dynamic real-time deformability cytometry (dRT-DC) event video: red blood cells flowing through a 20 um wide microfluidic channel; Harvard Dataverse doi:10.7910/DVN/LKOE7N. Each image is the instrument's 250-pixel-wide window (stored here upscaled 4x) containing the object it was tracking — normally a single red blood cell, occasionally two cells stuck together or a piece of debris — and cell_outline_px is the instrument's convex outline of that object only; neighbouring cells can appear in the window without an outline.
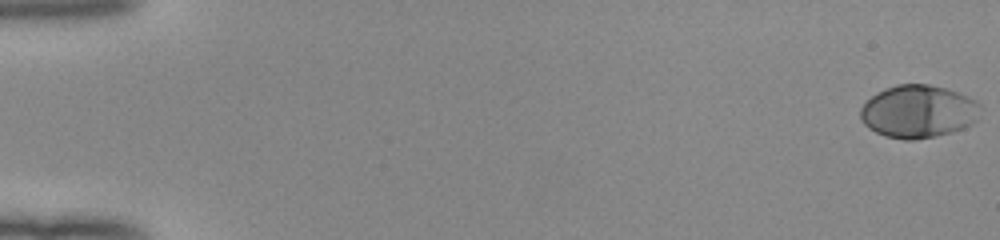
{"species": "human", "species_latin": "Homo sapiens", "temperature_condition": "room temperature", "stored_images_in_passage": 53, "camera_frame_rate_fps": 3000, "um_per_image_px": 0.085, "donor": {"sex": "female"}, "frame": {"image": 1, "passage_image": 1, "time_ms": 0.0, "image_size_px": [1000, 240], "cell_outline_px": [[980, 104], [976, 120], [972, 124], [964, 128], [952, 132], [936, 136], [916, 140], [904, 140], [884, 136], [868, 128], [860, 120], [860, 108], [876, 92], [884, 88], [896, 84], [928, 84], [960, 92], [976, 100]], "centroid_in_image_um": [78.04, 9.48], "position_along_channel_um": 7.0, "area_um2": 37.22}}
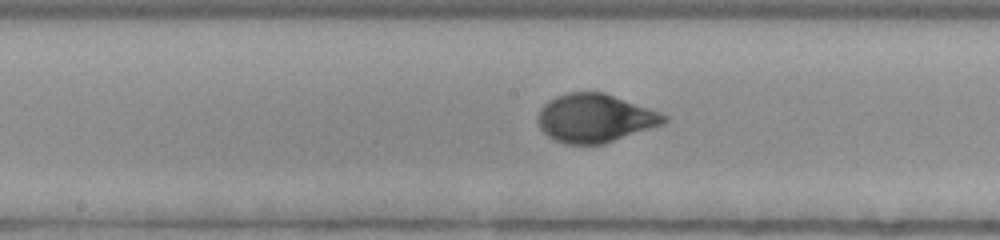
{"frame": {"image": 2, "passage_image": 29, "time_ms": 9.333, "image_size_px": [1000, 240], "cell_outline_px": [[668, 120], [664, 124], [604, 144], [564, 144], [548, 136], [540, 128], [540, 108], [548, 100], [556, 96], [568, 92], [604, 92], [648, 108], [668, 116]], "centroid_in_image_um": [50.59, 10.05], "position_along_channel_um": 197.6, "area_um2": 35.32}}
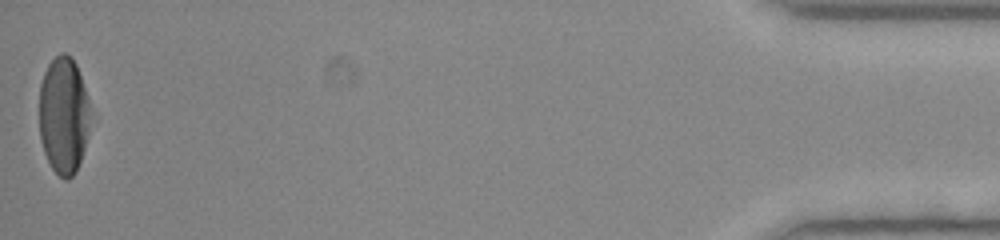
{"frame": {"image": 3, "passage_image": 53, "time_ms": 17.333, "image_size_px": [1000, 240], "cell_outline_px": [[88, 116], [84, 148], [76, 172], [68, 180], [64, 180], [52, 168], [44, 152], [40, 140], [40, 84], [44, 72], [48, 64], [60, 52], [64, 52], [72, 56], [76, 64], [88, 100]], "centroid_in_image_um": [5.37, 9.79], "position_along_channel_um": 429.8, "area_um2": 34.28}, "authors_computed_cell_mechanics": {"area_um2": 35.3736, "velocity_mm_per_s": 3.9899, "shape_relaxation_time_tau1_ms": 3.1708, "shape_relaxation_time_tau2_ms": null, "deformation_change_tau1": 0.2065, "deformation_change_tau2": null}}